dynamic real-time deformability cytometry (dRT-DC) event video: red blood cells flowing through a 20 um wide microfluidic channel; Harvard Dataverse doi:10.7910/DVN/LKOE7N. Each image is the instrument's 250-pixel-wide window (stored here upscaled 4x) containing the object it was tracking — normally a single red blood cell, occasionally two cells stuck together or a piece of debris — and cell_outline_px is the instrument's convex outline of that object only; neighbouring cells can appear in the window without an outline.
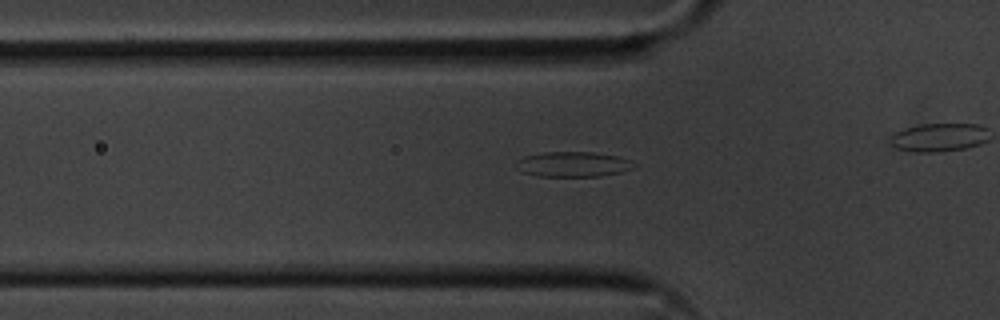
{"species": "common noctule bat (a hibernating species)", "species_latin": "Nyctalus noctula", "temperature_condition": "cold", "stored_images_in_passage": 37, "segment_of_instrument_passage": [1, 2], "camera_frame_rate_fps": 3000, "um_per_image_px": 0.085, "animal": {"sex": "male", "body_mass_g": 20.1, "forearm_length_mm": 53.5}, "frame": {"image": 1, "passage_image": 11, "time_ms": 3.333, "image_size_px": [1000, 320], "cell_outline_px": [[636, 168], [620, 172], [600, 176], [536, 176], [524, 172], [516, 168], [520, 160], [524, 156], [544, 152], [592, 152], [616, 156], [632, 160], [636, 164]], "centroid_in_image_um": [48.77, 13.96], "position_along_channel_um": 77.0, "area_um2": 17.17}}
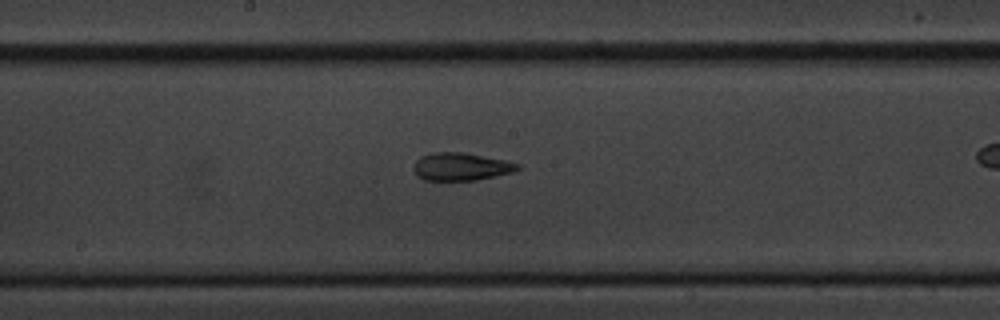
{"frame": {"image": 2, "passage_image": 22, "time_ms": 7.0, "image_size_px": [1000, 320], "cell_outline_px": [[520, 168], [512, 172], [496, 176], [476, 180], [424, 180], [416, 176], [412, 168], [416, 160], [420, 156], [432, 152], [464, 152], [504, 160], [520, 164]], "centroid_in_image_um": [39.14, 14.16], "position_along_channel_um": 209.1, "area_um2": 16.94}}
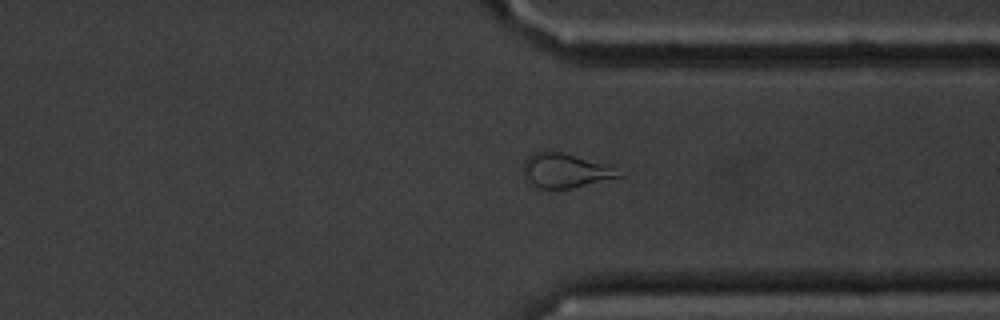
{"frame": {"image": 3, "passage_image": 35, "time_ms": 11.333, "image_size_px": [1000, 320], "cell_outline_px": [[624, 176], [572, 188], [536, 188], [528, 184], [524, 172], [524, 160], [532, 152], [552, 148], [604, 164], [612, 168]], "centroid_in_image_um": [47.96, 14.47], "position_along_channel_um": 363.4, "area_um2": 19.36}}